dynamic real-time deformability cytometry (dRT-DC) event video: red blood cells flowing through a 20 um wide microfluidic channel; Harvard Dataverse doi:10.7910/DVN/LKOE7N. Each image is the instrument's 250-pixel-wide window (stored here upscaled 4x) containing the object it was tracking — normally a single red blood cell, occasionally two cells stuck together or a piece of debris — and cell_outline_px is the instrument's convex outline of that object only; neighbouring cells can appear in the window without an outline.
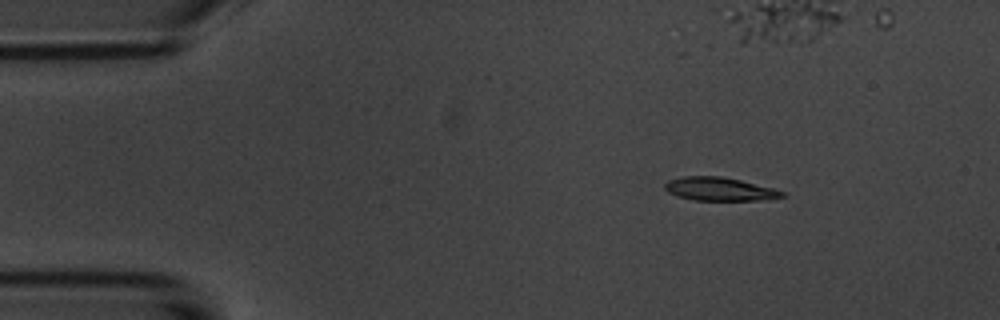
{"species": "common noctule bat (a hibernating species)", "species_latin": "Nyctalus noctula", "temperature_condition": "room temperature", "stored_images_in_passage": 6, "camera_frame_rate_fps": 3000, "um_per_image_px": 0.085, "animal": {"sex": "male", "body_mass_g": 20.1, "forearm_length_mm": 53.5}, "frame": {"image": 1, "passage_image": 2, "time_ms": 1.333, "image_size_px": [1000, 320], "cell_outline_px": [[788, 196], [768, 200], [696, 200], [676, 196], [668, 192], [664, 188], [664, 184], [668, 180], [684, 176], [720, 176], [740, 180], [772, 188], [784, 192]], "centroid_in_image_um": [61.17, 16.07], "position_along_channel_um": 23.8, "area_um2": 16.01}}
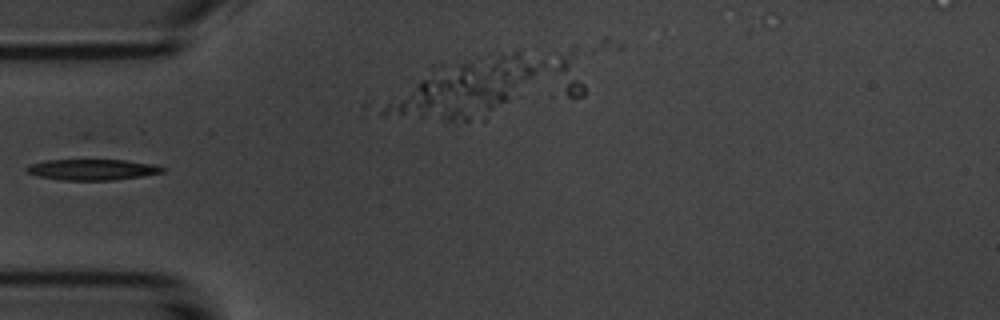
{"frame": {"image": 2, "passage_image": 5, "time_ms": 4.667, "image_size_px": [1000, 320], "cell_outline_px": [[168, 168], [164, 172], [140, 176], [112, 180], [64, 180], [40, 176], [28, 172], [24, 168], [28, 164], [48, 160], [124, 160], [152, 164]], "centroid_in_image_um": [7.86, 14.41], "position_along_channel_um": 77.1, "area_um2": 16.36}}